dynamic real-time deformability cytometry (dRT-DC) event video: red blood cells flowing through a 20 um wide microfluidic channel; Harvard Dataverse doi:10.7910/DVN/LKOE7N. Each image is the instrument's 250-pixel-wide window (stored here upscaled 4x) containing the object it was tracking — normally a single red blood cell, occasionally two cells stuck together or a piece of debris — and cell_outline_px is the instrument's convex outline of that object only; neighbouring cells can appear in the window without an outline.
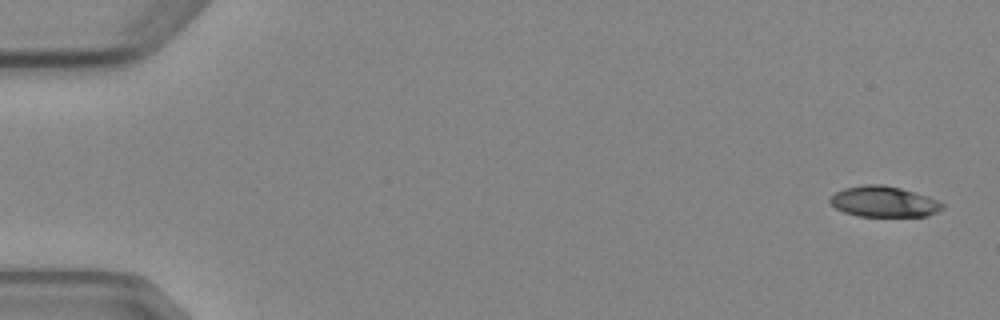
{"species": "Egyptian fruit bat (a non-hibernating species)", "species_latin": "Rousettus aegyptiacus", "temperature_condition": "cold", "stored_images_in_passage": 6, "camera_frame_rate_fps": 3000, "um_per_image_px": 0.085, "animal": {"sex": "female"}, "frame": {"image": 1, "passage_image": 1, "time_ms": 0.0, "image_size_px": [1000, 320], "cell_outline_px": [[944, 208], [928, 216], [860, 216], [844, 212], [836, 208], [828, 200], [836, 192], [844, 188], [864, 184], [884, 184], [900, 188], [928, 196], [944, 204]], "centroid_in_image_um": [75.13, 17.13], "position_along_channel_um": 9.9, "area_um2": 20.06}}
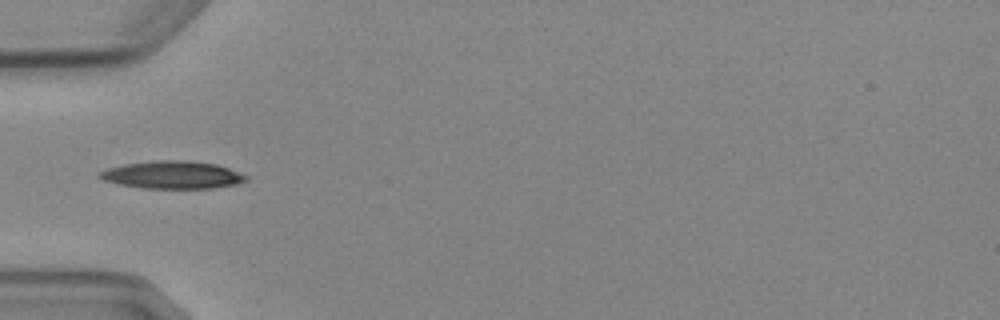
{"frame": {"image": 2, "passage_image": 5, "time_ms": 5.333, "image_size_px": [1000, 320], "cell_outline_px": [[248, 180], [236, 184], [212, 188], [140, 188], [120, 184], [104, 180], [96, 176], [100, 172], [108, 168], [124, 164], [156, 160], [184, 160], [216, 164], [240, 172], [248, 176]], "centroid_in_image_um": [14.67, 14.86], "position_along_channel_um": 70.3, "area_um2": 23.52}}
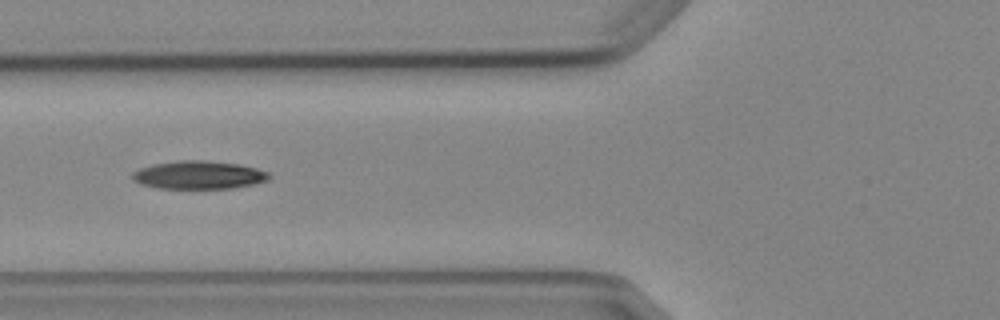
{"frame": {"image": 3, "passage_image": 6, "time_ms": 6.333, "image_size_px": [1000, 320], "cell_outline_px": [[272, 176], [268, 180], [252, 184], [232, 188], [156, 188], [140, 184], [132, 180], [132, 172], [140, 168], [152, 164], [180, 160], [204, 160], [240, 164], [256, 168], [268, 172]], "centroid_in_image_um": [16.87, 14.87], "position_along_channel_um": 108.9, "area_um2": 22.48}}